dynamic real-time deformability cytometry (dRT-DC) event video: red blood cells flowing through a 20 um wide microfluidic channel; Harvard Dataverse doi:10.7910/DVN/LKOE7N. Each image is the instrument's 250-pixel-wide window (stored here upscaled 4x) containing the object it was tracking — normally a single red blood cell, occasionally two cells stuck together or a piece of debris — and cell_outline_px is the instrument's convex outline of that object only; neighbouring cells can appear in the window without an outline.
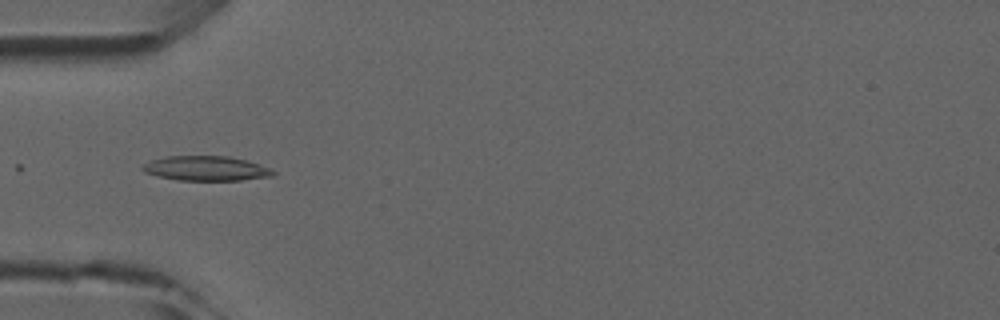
{"species": "common noctule bat (a hibernating species)", "species_latin": "Nyctalus noctula", "temperature_condition": "room temperature", "stored_images_in_passage": 4, "camera_frame_rate_fps": 3000, "um_per_image_px": 0.085, "animal": {"sex": "male", "forearm_length_mm": 52.5}, "frame": {"image": 1, "passage_image": 4, "time_ms": 3.333, "image_size_px": [1000, 320], "cell_outline_px": [[276, 172], [272, 176], [240, 180], [176, 180], [156, 176], [144, 172], [140, 168], [144, 164], [152, 160], [168, 156], [228, 156], [248, 160], [272, 168]], "centroid_in_image_um": [17.53, 14.31], "position_along_channel_um": 67.5, "area_um2": 18.9}}